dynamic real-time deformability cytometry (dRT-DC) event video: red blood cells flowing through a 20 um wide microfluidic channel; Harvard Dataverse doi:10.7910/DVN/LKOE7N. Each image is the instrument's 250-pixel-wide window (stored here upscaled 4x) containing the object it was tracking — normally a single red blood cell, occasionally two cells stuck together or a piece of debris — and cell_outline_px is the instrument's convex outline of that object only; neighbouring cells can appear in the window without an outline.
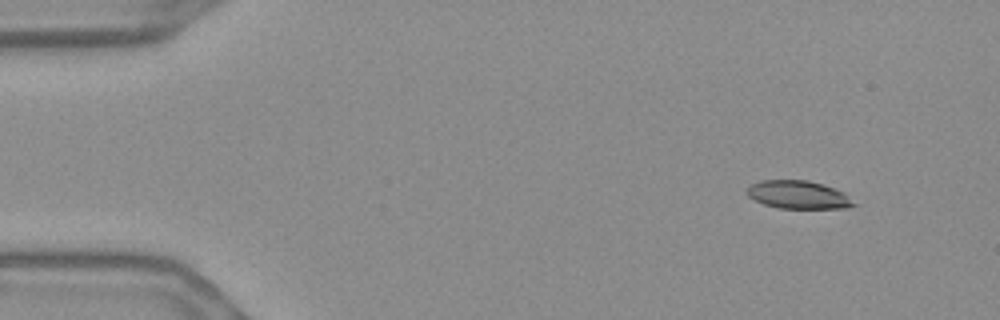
{"species": "Egyptian fruit bat (a non-hibernating species)", "species_latin": "Rousettus aegyptiacus", "temperature_condition": "warm", "stored_images_in_passage": 51, "camera_frame_rate_fps": 3000, "um_per_image_px": 0.085, "frame": {"image": 1, "passage_image": 1, "time_ms": 0.0, "image_size_px": [1000, 320], "cell_outline_px": [[856, 204], [848, 208], [780, 208], [764, 204], [748, 196], [744, 192], [752, 184], [760, 180], [808, 180], [844, 192]], "centroid_in_image_um": [67.83, 16.55], "position_along_channel_um": 17.2, "area_um2": 17.28}}
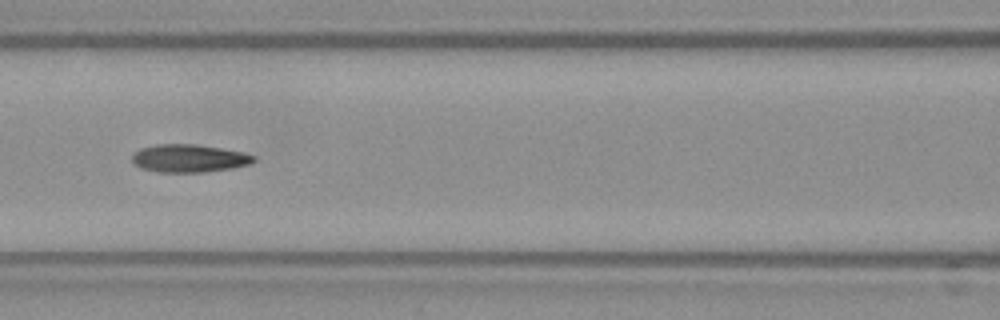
{"frame": {"image": 2, "passage_image": 20, "time_ms": 6.333, "image_size_px": [1000, 320], "cell_outline_px": [[256, 160], [248, 164], [232, 168], [204, 172], [160, 172], [140, 168], [132, 160], [132, 156], [140, 148], [156, 144], [196, 144], [244, 152], [256, 156]], "centroid_in_image_um": [16.08, 13.45], "position_along_channel_um": 150.5, "area_um2": 19.71}}
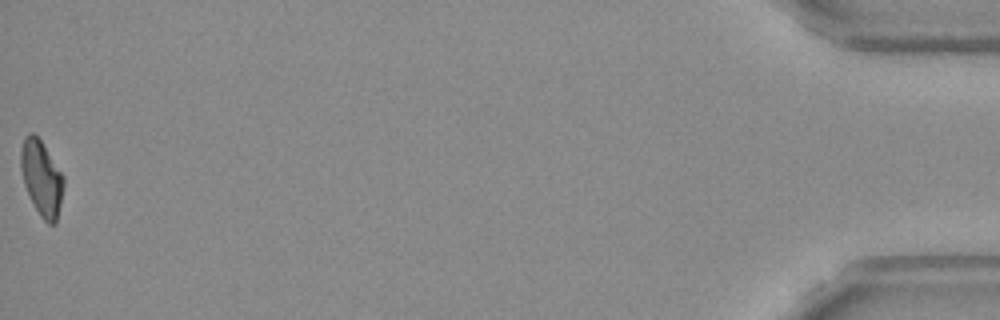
{"frame": {"image": 3, "passage_image": 51, "time_ms": 16.667, "image_size_px": [1000, 320], "cell_outline_px": [[64, 184], [56, 224], [48, 224], [40, 216], [24, 184], [20, 168], [20, 148], [24, 136], [28, 132], [32, 132], [40, 140], [64, 176]], "centroid_in_image_um": [3.52, 15.11], "position_along_channel_um": 431.7, "area_um2": 18.61}, "authors_computed_cell_mechanics": {"area_um2": 19.5364, "velocity_mm_per_s": 3.694, "shape_relaxation_time_tau1_ms": null, "shape_relaxation_time_tau2_ms": 4.5837, "deformation_change_tau1": null, "deformation_change_tau2": 0.131}}